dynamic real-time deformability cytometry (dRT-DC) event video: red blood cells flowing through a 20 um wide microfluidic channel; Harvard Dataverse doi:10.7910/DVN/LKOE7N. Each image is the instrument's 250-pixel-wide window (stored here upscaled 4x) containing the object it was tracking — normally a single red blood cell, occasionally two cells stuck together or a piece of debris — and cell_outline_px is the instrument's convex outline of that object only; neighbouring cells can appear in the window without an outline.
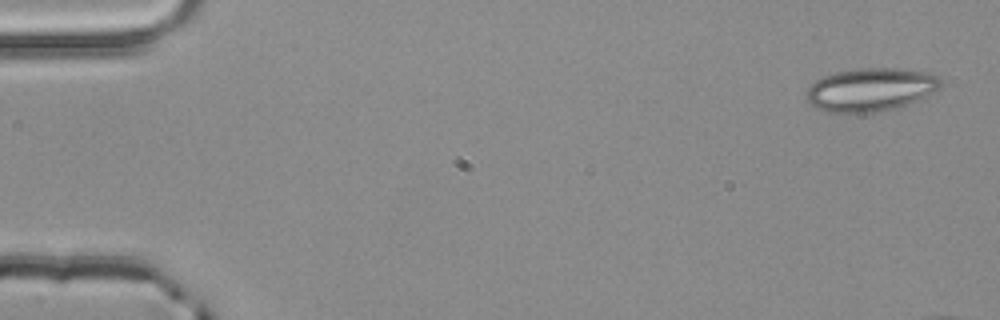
{"species": "common noctule bat (a hibernating species)", "species_latin": "Nyctalus noctula", "temperature_condition": "room temperature", "stored_images_in_passage": 4, "camera_frame_rate_fps": 3000, "um_per_image_px": 0.085, "animal": {"sex": "male", "body_mass_g": 20.4}, "frame": {"image": 1, "passage_image": 1, "time_ms": 0.0, "image_size_px": [1000, 320], "cell_outline_px": [[940, 88], [936, 92], [908, 104], [892, 108], [872, 112], [828, 112], [816, 108], [808, 100], [808, 88], [816, 80], [824, 76], [836, 72], [856, 68], [900, 68], [924, 72], [936, 76], [940, 80]], "centroid_in_image_um": [74.02, 7.6], "position_along_channel_um": 11.0, "area_um2": 33.41}}